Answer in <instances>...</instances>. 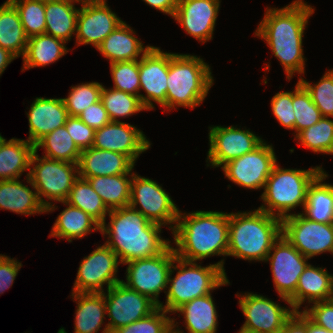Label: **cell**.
I'll return each instance as SVG.
<instances>
[{"instance_id": "cell-54", "label": "cell", "mask_w": 333, "mask_h": 333, "mask_svg": "<svg viewBox=\"0 0 333 333\" xmlns=\"http://www.w3.org/2000/svg\"><path fill=\"white\" fill-rule=\"evenodd\" d=\"M307 333H330L325 328L317 325L314 323L308 316H307Z\"/></svg>"}, {"instance_id": "cell-31", "label": "cell", "mask_w": 333, "mask_h": 333, "mask_svg": "<svg viewBox=\"0 0 333 333\" xmlns=\"http://www.w3.org/2000/svg\"><path fill=\"white\" fill-rule=\"evenodd\" d=\"M215 307L210 293L183 304L174 313L183 315L188 333H216L218 316Z\"/></svg>"}, {"instance_id": "cell-21", "label": "cell", "mask_w": 333, "mask_h": 333, "mask_svg": "<svg viewBox=\"0 0 333 333\" xmlns=\"http://www.w3.org/2000/svg\"><path fill=\"white\" fill-rule=\"evenodd\" d=\"M220 0H179L173 18L193 38L206 43L213 32Z\"/></svg>"}, {"instance_id": "cell-33", "label": "cell", "mask_w": 333, "mask_h": 333, "mask_svg": "<svg viewBox=\"0 0 333 333\" xmlns=\"http://www.w3.org/2000/svg\"><path fill=\"white\" fill-rule=\"evenodd\" d=\"M65 44L66 42L48 34L29 37L22 57V72L34 67H44L58 61L69 51Z\"/></svg>"}, {"instance_id": "cell-43", "label": "cell", "mask_w": 333, "mask_h": 333, "mask_svg": "<svg viewBox=\"0 0 333 333\" xmlns=\"http://www.w3.org/2000/svg\"><path fill=\"white\" fill-rule=\"evenodd\" d=\"M110 68L114 89L140 95L139 60L110 63Z\"/></svg>"}, {"instance_id": "cell-42", "label": "cell", "mask_w": 333, "mask_h": 333, "mask_svg": "<svg viewBox=\"0 0 333 333\" xmlns=\"http://www.w3.org/2000/svg\"><path fill=\"white\" fill-rule=\"evenodd\" d=\"M103 85L99 82L71 86L68 97L63 98L68 116H79L82 111L101 99Z\"/></svg>"}, {"instance_id": "cell-46", "label": "cell", "mask_w": 333, "mask_h": 333, "mask_svg": "<svg viewBox=\"0 0 333 333\" xmlns=\"http://www.w3.org/2000/svg\"><path fill=\"white\" fill-rule=\"evenodd\" d=\"M271 109L276 120L286 129L294 130L295 115L292 105V91L278 92L271 99Z\"/></svg>"}, {"instance_id": "cell-52", "label": "cell", "mask_w": 333, "mask_h": 333, "mask_svg": "<svg viewBox=\"0 0 333 333\" xmlns=\"http://www.w3.org/2000/svg\"><path fill=\"white\" fill-rule=\"evenodd\" d=\"M147 5L173 17L179 0H143Z\"/></svg>"}, {"instance_id": "cell-3", "label": "cell", "mask_w": 333, "mask_h": 333, "mask_svg": "<svg viewBox=\"0 0 333 333\" xmlns=\"http://www.w3.org/2000/svg\"><path fill=\"white\" fill-rule=\"evenodd\" d=\"M176 257L196 262L208 257L227 256L229 214L218 211H179L172 231Z\"/></svg>"}, {"instance_id": "cell-27", "label": "cell", "mask_w": 333, "mask_h": 333, "mask_svg": "<svg viewBox=\"0 0 333 333\" xmlns=\"http://www.w3.org/2000/svg\"><path fill=\"white\" fill-rule=\"evenodd\" d=\"M75 3L78 0L45 1V34L56 37L64 42L70 41L76 35L77 16L79 9Z\"/></svg>"}, {"instance_id": "cell-40", "label": "cell", "mask_w": 333, "mask_h": 333, "mask_svg": "<svg viewBox=\"0 0 333 333\" xmlns=\"http://www.w3.org/2000/svg\"><path fill=\"white\" fill-rule=\"evenodd\" d=\"M292 105L295 115V137L303 130L316 124L323 116L312 101L309 91L298 80L292 91Z\"/></svg>"}, {"instance_id": "cell-56", "label": "cell", "mask_w": 333, "mask_h": 333, "mask_svg": "<svg viewBox=\"0 0 333 333\" xmlns=\"http://www.w3.org/2000/svg\"><path fill=\"white\" fill-rule=\"evenodd\" d=\"M5 140L6 139L4 137H2V135L0 134V147L5 142Z\"/></svg>"}, {"instance_id": "cell-49", "label": "cell", "mask_w": 333, "mask_h": 333, "mask_svg": "<svg viewBox=\"0 0 333 333\" xmlns=\"http://www.w3.org/2000/svg\"><path fill=\"white\" fill-rule=\"evenodd\" d=\"M78 117L94 130L102 128L111 121L101 100L89 105Z\"/></svg>"}, {"instance_id": "cell-35", "label": "cell", "mask_w": 333, "mask_h": 333, "mask_svg": "<svg viewBox=\"0 0 333 333\" xmlns=\"http://www.w3.org/2000/svg\"><path fill=\"white\" fill-rule=\"evenodd\" d=\"M27 42L19 12L10 0H6L0 6V47L18 58L23 57Z\"/></svg>"}, {"instance_id": "cell-19", "label": "cell", "mask_w": 333, "mask_h": 333, "mask_svg": "<svg viewBox=\"0 0 333 333\" xmlns=\"http://www.w3.org/2000/svg\"><path fill=\"white\" fill-rule=\"evenodd\" d=\"M123 21L106 1H84L77 16L76 45L97 48Z\"/></svg>"}, {"instance_id": "cell-23", "label": "cell", "mask_w": 333, "mask_h": 333, "mask_svg": "<svg viewBox=\"0 0 333 333\" xmlns=\"http://www.w3.org/2000/svg\"><path fill=\"white\" fill-rule=\"evenodd\" d=\"M77 165L79 177L87 180L96 176L126 174L135 164L121 153L91 147L81 150Z\"/></svg>"}, {"instance_id": "cell-7", "label": "cell", "mask_w": 333, "mask_h": 333, "mask_svg": "<svg viewBox=\"0 0 333 333\" xmlns=\"http://www.w3.org/2000/svg\"><path fill=\"white\" fill-rule=\"evenodd\" d=\"M322 171L320 165L302 170L284 169L276 163L261 195L264 204L258 209L283 219L290 216L292 213L289 212L294 208H304L309 185Z\"/></svg>"}, {"instance_id": "cell-39", "label": "cell", "mask_w": 333, "mask_h": 333, "mask_svg": "<svg viewBox=\"0 0 333 333\" xmlns=\"http://www.w3.org/2000/svg\"><path fill=\"white\" fill-rule=\"evenodd\" d=\"M299 144L316 153L333 155V120L322 117L295 137Z\"/></svg>"}, {"instance_id": "cell-57", "label": "cell", "mask_w": 333, "mask_h": 333, "mask_svg": "<svg viewBox=\"0 0 333 333\" xmlns=\"http://www.w3.org/2000/svg\"><path fill=\"white\" fill-rule=\"evenodd\" d=\"M80 2H84V1H106V0H78Z\"/></svg>"}, {"instance_id": "cell-16", "label": "cell", "mask_w": 333, "mask_h": 333, "mask_svg": "<svg viewBox=\"0 0 333 333\" xmlns=\"http://www.w3.org/2000/svg\"><path fill=\"white\" fill-rule=\"evenodd\" d=\"M239 297V307L246 317L240 331L245 333H280L294 309L254 293L247 292Z\"/></svg>"}, {"instance_id": "cell-34", "label": "cell", "mask_w": 333, "mask_h": 333, "mask_svg": "<svg viewBox=\"0 0 333 333\" xmlns=\"http://www.w3.org/2000/svg\"><path fill=\"white\" fill-rule=\"evenodd\" d=\"M132 170L126 174L114 176H96L88 178L94 191L102 198L109 210L127 207L131 198ZM130 175V177H128ZM130 178V179H129Z\"/></svg>"}, {"instance_id": "cell-15", "label": "cell", "mask_w": 333, "mask_h": 333, "mask_svg": "<svg viewBox=\"0 0 333 333\" xmlns=\"http://www.w3.org/2000/svg\"><path fill=\"white\" fill-rule=\"evenodd\" d=\"M276 163L273 146L263 141L252 152L224 164L221 169L225 177L238 186L258 190L265 188Z\"/></svg>"}, {"instance_id": "cell-26", "label": "cell", "mask_w": 333, "mask_h": 333, "mask_svg": "<svg viewBox=\"0 0 333 333\" xmlns=\"http://www.w3.org/2000/svg\"><path fill=\"white\" fill-rule=\"evenodd\" d=\"M78 304L75 311L74 333H98L106 316V303L103 293H76L71 294ZM57 333H67L64 327Z\"/></svg>"}, {"instance_id": "cell-1", "label": "cell", "mask_w": 333, "mask_h": 333, "mask_svg": "<svg viewBox=\"0 0 333 333\" xmlns=\"http://www.w3.org/2000/svg\"><path fill=\"white\" fill-rule=\"evenodd\" d=\"M314 8L304 0H295L283 8H266L255 35L267 42L272 54L280 61L287 79L305 73L303 35Z\"/></svg>"}, {"instance_id": "cell-55", "label": "cell", "mask_w": 333, "mask_h": 333, "mask_svg": "<svg viewBox=\"0 0 333 333\" xmlns=\"http://www.w3.org/2000/svg\"><path fill=\"white\" fill-rule=\"evenodd\" d=\"M175 318L172 319V326L171 328L166 332V333H184L180 328L178 327L177 324L178 322L175 323Z\"/></svg>"}, {"instance_id": "cell-11", "label": "cell", "mask_w": 333, "mask_h": 333, "mask_svg": "<svg viewBox=\"0 0 333 333\" xmlns=\"http://www.w3.org/2000/svg\"><path fill=\"white\" fill-rule=\"evenodd\" d=\"M106 291L103 295L110 321L102 333H114L117 329L150 315L159 307L149 297L130 289L122 281Z\"/></svg>"}, {"instance_id": "cell-28", "label": "cell", "mask_w": 333, "mask_h": 333, "mask_svg": "<svg viewBox=\"0 0 333 333\" xmlns=\"http://www.w3.org/2000/svg\"><path fill=\"white\" fill-rule=\"evenodd\" d=\"M0 209L25 216L46 213L37 191L31 190L19 179L0 181Z\"/></svg>"}, {"instance_id": "cell-37", "label": "cell", "mask_w": 333, "mask_h": 333, "mask_svg": "<svg viewBox=\"0 0 333 333\" xmlns=\"http://www.w3.org/2000/svg\"><path fill=\"white\" fill-rule=\"evenodd\" d=\"M65 202L91 215L101 225L106 223L110 212L89 181L81 177L75 181Z\"/></svg>"}, {"instance_id": "cell-51", "label": "cell", "mask_w": 333, "mask_h": 333, "mask_svg": "<svg viewBox=\"0 0 333 333\" xmlns=\"http://www.w3.org/2000/svg\"><path fill=\"white\" fill-rule=\"evenodd\" d=\"M280 333H307V315L303 311L294 312Z\"/></svg>"}, {"instance_id": "cell-32", "label": "cell", "mask_w": 333, "mask_h": 333, "mask_svg": "<svg viewBox=\"0 0 333 333\" xmlns=\"http://www.w3.org/2000/svg\"><path fill=\"white\" fill-rule=\"evenodd\" d=\"M327 177L328 174L322 171L307 191V201L301 214L314 222L333 223V185L322 183Z\"/></svg>"}, {"instance_id": "cell-41", "label": "cell", "mask_w": 333, "mask_h": 333, "mask_svg": "<svg viewBox=\"0 0 333 333\" xmlns=\"http://www.w3.org/2000/svg\"><path fill=\"white\" fill-rule=\"evenodd\" d=\"M19 12L26 36L45 34V1L43 0H10Z\"/></svg>"}, {"instance_id": "cell-14", "label": "cell", "mask_w": 333, "mask_h": 333, "mask_svg": "<svg viewBox=\"0 0 333 333\" xmlns=\"http://www.w3.org/2000/svg\"><path fill=\"white\" fill-rule=\"evenodd\" d=\"M267 261H270L273 282L278 295L290 305L289 299L295 294L298 279L309 264L308 258L281 234L269 251L265 262Z\"/></svg>"}, {"instance_id": "cell-24", "label": "cell", "mask_w": 333, "mask_h": 333, "mask_svg": "<svg viewBox=\"0 0 333 333\" xmlns=\"http://www.w3.org/2000/svg\"><path fill=\"white\" fill-rule=\"evenodd\" d=\"M330 299H333V275L309 263L298 279L295 294L289 299L290 307L299 312L306 300L310 304Z\"/></svg>"}, {"instance_id": "cell-38", "label": "cell", "mask_w": 333, "mask_h": 333, "mask_svg": "<svg viewBox=\"0 0 333 333\" xmlns=\"http://www.w3.org/2000/svg\"><path fill=\"white\" fill-rule=\"evenodd\" d=\"M101 102L105 107L111 121H119L117 118H126L147 109L143 106L139 96L119 91L114 88L106 89L103 85Z\"/></svg>"}, {"instance_id": "cell-8", "label": "cell", "mask_w": 333, "mask_h": 333, "mask_svg": "<svg viewBox=\"0 0 333 333\" xmlns=\"http://www.w3.org/2000/svg\"><path fill=\"white\" fill-rule=\"evenodd\" d=\"M30 172L26 173V182L37 191L46 213L57 209L50 201L65 202L75 181L79 178L77 163L39 157L35 150L31 158ZM46 197L50 201L43 199ZM56 207V208H55Z\"/></svg>"}, {"instance_id": "cell-36", "label": "cell", "mask_w": 333, "mask_h": 333, "mask_svg": "<svg viewBox=\"0 0 333 333\" xmlns=\"http://www.w3.org/2000/svg\"><path fill=\"white\" fill-rule=\"evenodd\" d=\"M41 147L45 149L44 157L78 164L81 150L74 143L65 126L42 137L35 144V150L38 151Z\"/></svg>"}, {"instance_id": "cell-47", "label": "cell", "mask_w": 333, "mask_h": 333, "mask_svg": "<svg viewBox=\"0 0 333 333\" xmlns=\"http://www.w3.org/2000/svg\"><path fill=\"white\" fill-rule=\"evenodd\" d=\"M64 126L80 150L93 146L95 130L86 125L79 117L68 116Z\"/></svg>"}, {"instance_id": "cell-48", "label": "cell", "mask_w": 333, "mask_h": 333, "mask_svg": "<svg viewBox=\"0 0 333 333\" xmlns=\"http://www.w3.org/2000/svg\"><path fill=\"white\" fill-rule=\"evenodd\" d=\"M311 308L304 307L303 312L317 325L333 333V299L313 303Z\"/></svg>"}, {"instance_id": "cell-22", "label": "cell", "mask_w": 333, "mask_h": 333, "mask_svg": "<svg viewBox=\"0 0 333 333\" xmlns=\"http://www.w3.org/2000/svg\"><path fill=\"white\" fill-rule=\"evenodd\" d=\"M29 137L27 141L35 145L46 134L64 126L68 112L63 98L37 97L27 113Z\"/></svg>"}, {"instance_id": "cell-2", "label": "cell", "mask_w": 333, "mask_h": 333, "mask_svg": "<svg viewBox=\"0 0 333 333\" xmlns=\"http://www.w3.org/2000/svg\"><path fill=\"white\" fill-rule=\"evenodd\" d=\"M108 214L110 222L101 225L100 233L108 235L105 244L121 264L159 255L171 243L160 236L162 225L149 221L130 206L112 209Z\"/></svg>"}, {"instance_id": "cell-25", "label": "cell", "mask_w": 333, "mask_h": 333, "mask_svg": "<svg viewBox=\"0 0 333 333\" xmlns=\"http://www.w3.org/2000/svg\"><path fill=\"white\" fill-rule=\"evenodd\" d=\"M134 35L135 31L123 21L96 50L100 51L110 63L139 60L151 46H143L142 41Z\"/></svg>"}, {"instance_id": "cell-9", "label": "cell", "mask_w": 333, "mask_h": 333, "mask_svg": "<svg viewBox=\"0 0 333 333\" xmlns=\"http://www.w3.org/2000/svg\"><path fill=\"white\" fill-rule=\"evenodd\" d=\"M176 254L171 244L159 255L127 262L126 282L127 287L149 297L158 306L161 291L166 293L170 270Z\"/></svg>"}, {"instance_id": "cell-12", "label": "cell", "mask_w": 333, "mask_h": 333, "mask_svg": "<svg viewBox=\"0 0 333 333\" xmlns=\"http://www.w3.org/2000/svg\"><path fill=\"white\" fill-rule=\"evenodd\" d=\"M282 235L305 257L333 255V223L314 222L301 213L282 219Z\"/></svg>"}, {"instance_id": "cell-6", "label": "cell", "mask_w": 333, "mask_h": 333, "mask_svg": "<svg viewBox=\"0 0 333 333\" xmlns=\"http://www.w3.org/2000/svg\"><path fill=\"white\" fill-rule=\"evenodd\" d=\"M224 263L222 259L215 264L202 267L196 262L176 257L169 274L165 305L162 303L159 307L167 313H174L183 304L208 295L220 286L230 284ZM174 270L178 272L172 278Z\"/></svg>"}, {"instance_id": "cell-29", "label": "cell", "mask_w": 333, "mask_h": 333, "mask_svg": "<svg viewBox=\"0 0 333 333\" xmlns=\"http://www.w3.org/2000/svg\"><path fill=\"white\" fill-rule=\"evenodd\" d=\"M35 145L27 140L9 139L0 147V181L19 179L29 170Z\"/></svg>"}, {"instance_id": "cell-10", "label": "cell", "mask_w": 333, "mask_h": 333, "mask_svg": "<svg viewBox=\"0 0 333 333\" xmlns=\"http://www.w3.org/2000/svg\"><path fill=\"white\" fill-rule=\"evenodd\" d=\"M139 204L140 209L137 208ZM129 206L142 213L149 221L174 230L179 209L171 196L156 181L134 173Z\"/></svg>"}, {"instance_id": "cell-5", "label": "cell", "mask_w": 333, "mask_h": 333, "mask_svg": "<svg viewBox=\"0 0 333 333\" xmlns=\"http://www.w3.org/2000/svg\"><path fill=\"white\" fill-rule=\"evenodd\" d=\"M210 69L195 55L169 53L166 110L199 106L214 82Z\"/></svg>"}, {"instance_id": "cell-20", "label": "cell", "mask_w": 333, "mask_h": 333, "mask_svg": "<svg viewBox=\"0 0 333 333\" xmlns=\"http://www.w3.org/2000/svg\"><path fill=\"white\" fill-rule=\"evenodd\" d=\"M92 147L121 153L135 164L139 155L151 147V143L134 125L110 121L102 128L95 130Z\"/></svg>"}, {"instance_id": "cell-45", "label": "cell", "mask_w": 333, "mask_h": 333, "mask_svg": "<svg viewBox=\"0 0 333 333\" xmlns=\"http://www.w3.org/2000/svg\"><path fill=\"white\" fill-rule=\"evenodd\" d=\"M166 314L164 309L158 307L150 315L121 327L114 333H166L172 326V318Z\"/></svg>"}, {"instance_id": "cell-18", "label": "cell", "mask_w": 333, "mask_h": 333, "mask_svg": "<svg viewBox=\"0 0 333 333\" xmlns=\"http://www.w3.org/2000/svg\"><path fill=\"white\" fill-rule=\"evenodd\" d=\"M169 72V53L160 48H151L139 59L140 90L146 96L139 95L147 111L154 109V103L166 108L167 77Z\"/></svg>"}, {"instance_id": "cell-13", "label": "cell", "mask_w": 333, "mask_h": 333, "mask_svg": "<svg viewBox=\"0 0 333 333\" xmlns=\"http://www.w3.org/2000/svg\"><path fill=\"white\" fill-rule=\"evenodd\" d=\"M118 260L115 252L104 243L98 246L80 262L72 292L76 293H103V286H111L121 282L116 274Z\"/></svg>"}, {"instance_id": "cell-50", "label": "cell", "mask_w": 333, "mask_h": 333, "mask_svg": "<svg viewBox=\"0 0 333 333\" xmlns=\"http://www.w3.org/2000/svg\"><path fill=\"white\" fill-rule=\"evenodd\" d=\"M21 267L22 264L18 260L0 254V294L13 285Z\"/></svg>"}, {"instance_id": "cell-17", "label": "cell", "mask_w": 333, "mask_h": 333, "mask_svg": "<svg viewBox=\"0 0 333 333\" xmlns=\"http://www.w3.org/2000/svg\"><path fill=\"white\" fill-rule=\"evenodd\" d=\"M209 151L207 154V166L222 167L224 164L252 152L263 141L249 129L235 126H211L209 127ZM209 160V161H208Z\"/></svg>"}, {"instance_id": "cell-53", "label": "cell", "mask_w": 333, "mask_h": 333, "mask_svg": "<svg viewBox=\"0 0 333 333\" xmlns=\"http://www.w3.org/2000/svg\"><path fill=\"white\" fill-rule=\"evenodd\" d=\"M16 58L10 51L0 47V76L6 67Z\"/></svg>"}, {"instance_id": "cell-30", "label": "cell", "mask_w": 333, "mask_h": 333, "mask_svg": "<svg viewBox=\"0 0 333 333\" xmlns=\"http://www.w3.org/2000/svg\"><path fill=\"white\" fill-rule=\"evenodd\" d=\"M67 207L57 216L52 227L50 237L66 239H82L92 231H101V224L91 215L66 202H61Z\"/></svg>"}, {"instance_id": "cell-44", "label": "cell", "mask_w": 333, "mask_h": 333, "mask_svg": "<svg viewBox=\"0 0 333 333\" xmlns=\"http://www.w3.org/2000/svg\"><path fill=\"white\" fill-rule=\"evenodd\" d=\"M299 81L309 91L312 101L322 116L333 118V69L327 70L315 85L310 84L302 77L299 78Z\"/></svg>"}, {"instance_id": "cell-4", "label": "cell", "mask_w": 333, "mask_h": 333, "mask_svg": "<svg viewBox=\"0 0 333 333\" xmlns=\"http://www.w3.org/2000/svg\"><path fill=\"white\" fill-rule=\"evenodd\" d=\"M282 234V219L255 209L229 213L227 256L264 261Z\"/></svg>"}]
</instances>
